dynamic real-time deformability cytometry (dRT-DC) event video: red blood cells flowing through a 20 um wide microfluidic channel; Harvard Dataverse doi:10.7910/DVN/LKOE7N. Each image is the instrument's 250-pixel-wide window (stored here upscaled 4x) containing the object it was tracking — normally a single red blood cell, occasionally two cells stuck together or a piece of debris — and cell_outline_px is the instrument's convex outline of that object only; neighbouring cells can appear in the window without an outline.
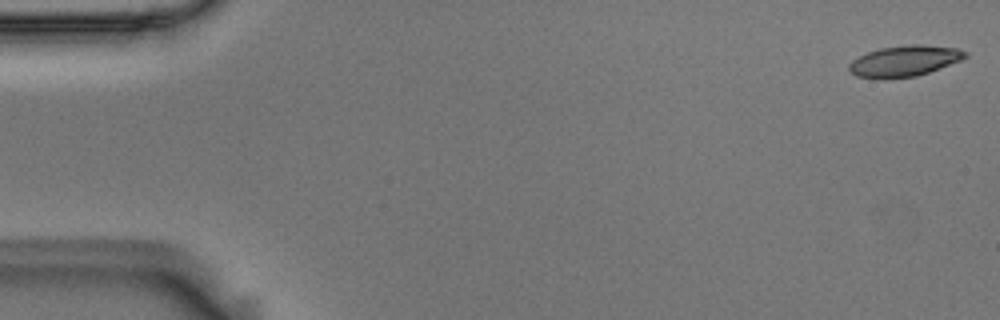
{"species": "Egyptian fruit bat (a non-hibernating species)", "species_latin": "Rousettus aegyptiacus", "temperature_condition": "room temperature", "stored_images_in_passage": 11, "camera_frame_rate_fps": 3000, "um_per_image_px": 0.085, "animal": {"sex": "male"}, "frame": {"image": 1, "passage_image": 1, "time_ms": 0.0, "image_size_px": [1000, 320], "cell_outline_px": [[968, 56], [960, 60], [928, 72], [916, 76], [856, 76], [848, 68], [848, 64], [852, 60], [868, 52], [880, 48], [908, 44], [924, 44], [956, 48], [968, 52]], "centroid_in_image_um": [76.92, 5.13], "position_along_channel_um": 8.1, "area_um2": 20.17}}